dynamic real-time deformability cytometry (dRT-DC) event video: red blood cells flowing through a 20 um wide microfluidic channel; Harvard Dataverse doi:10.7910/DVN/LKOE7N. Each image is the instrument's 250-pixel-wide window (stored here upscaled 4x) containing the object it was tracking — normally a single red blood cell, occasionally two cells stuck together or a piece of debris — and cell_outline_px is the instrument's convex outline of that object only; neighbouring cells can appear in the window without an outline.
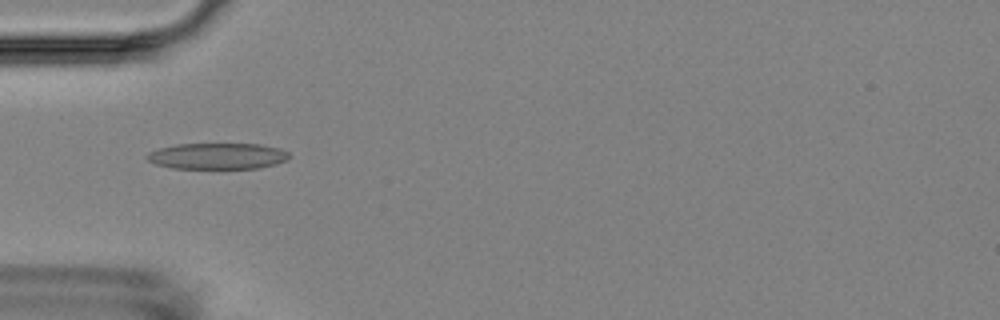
{"species": "Egyptian fruit bat (a non-hibernating species)", "species_latin": "Rousettus aegyptiacus", "temperature_condition": "room temperature", "stored_images_in_passage": 10, "camera_frame_rate_fps": 3000, "um_per_image_px": 0.085, "animal": {"sex": "female"}, "frame": {"image": 1, "passage_image": 1, "time_ms": 0.0, "image_size_px": [1000, 320], "cell_outline_px": [[288, 160], [276, 164], [260, 168], [172, 168], [156, 164], [148, 160], [144, 156], [148, 152], [160, 148], [176, 144], [260, 144], [280, 148], [288, 152]], "centroid_in_image_um": [18.49, 13.26], "position_along_channel_um": 66.5, "area_um2": 21.68}}
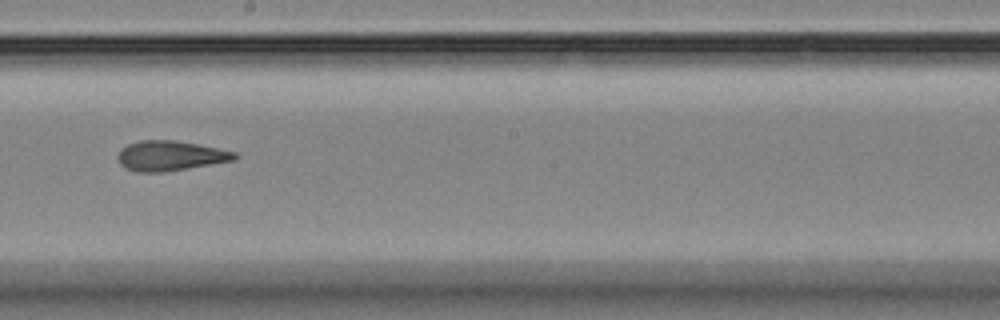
{"frame": {"image": 2, "passage_image": 5, "time_ms": 4.667, "image_size_px": [1000, 320], "cell_outline_px": [[240, 156], [236, 160], [164, 172], [136, 172], [124, 168], [120, 164], [116, 156], [128, 144], [140, 140], [176, 140], [236, 152]], "centroid_in_image_um": [14.48, 13.25], "position_along_channel_um": 233.7, "area_um2": 20.4}}
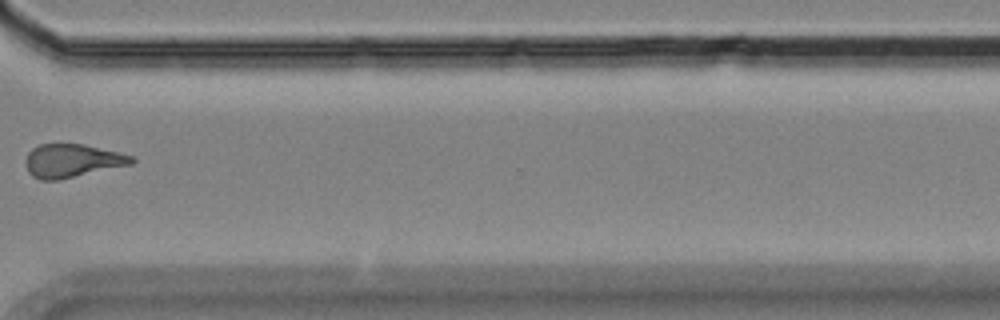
{"frame": {"image": 3, "passage_image": 8, "time_ms": 8.333, "image_size_px": [1000, 320], "cell_outline_px": [[136, 160], [132, 164], [60, 180], [40, 180], [32, 176], [28, 172], [24, 164], [24, 160], [28, 152], [32, 148], [40, 144], [84, 144], [132, 156]], "centroid_in_image_um": [6.08, 13.67], "position_along_channel_um": 364.5, "area_um2": 20.69}, "authors_computed_cell_mechanics": {"area_um2": 20.519, "velocity_mm_per_s": 3.5794, "shape_relaxation_time_tau1_ms": null, "shape_relaxation_time_tau2_ms": 2.4042, "deformation_change_tau1": null, "deformation_change_tau2": 0.0948}}